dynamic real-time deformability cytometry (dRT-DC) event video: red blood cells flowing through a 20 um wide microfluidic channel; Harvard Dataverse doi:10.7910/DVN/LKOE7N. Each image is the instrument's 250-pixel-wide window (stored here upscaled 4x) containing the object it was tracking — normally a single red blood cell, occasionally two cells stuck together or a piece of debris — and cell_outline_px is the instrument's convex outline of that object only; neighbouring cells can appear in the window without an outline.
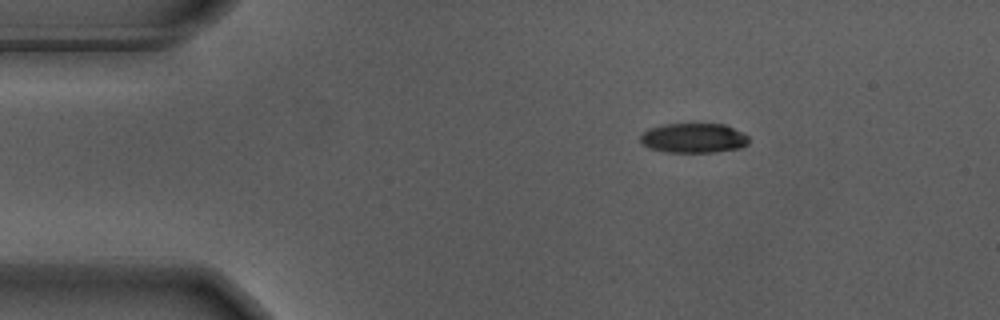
{"species": "Egyptian fruit bat (a non-hibernating species)", "species_latin": "Rousettus aegyptiacus", "temperature_condition": "warm", "stored_images_in_passage": 48, "camera_frame_rate_fps": 3000, "um_per_image_px": 0.085, "animal": {"sex": "male"}, "frame": {"image": 1, "passage_image": 1, "time_ms": 0.0, "image_size_px": [1000, 320], "cell_outline_px": [[748, 144], [740, 148], [712, 152], [668, 152], [648, 148], [640, 140], [640, 136], [648, 128], [664, 124], [724, 124], [748, 136]], "centroid_in_image_um": [58.93, 11.73], "position_along_channel_um": 26.1, "area_um2": 18.61}}
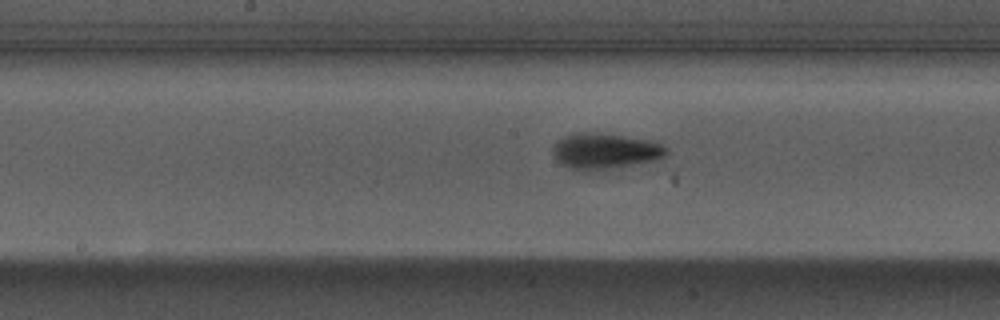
{"frame": {"image": 2, "passage_image": 20, "time_ms": 6.333, "image_size_px": [1000, 320], "cell_outline_px": [[668, 152], [664, 156], [656, 160], [592, 172], [584, 172], [568, 168], [560, 164], [556, 160], [552, 152], [552, 148], [564, 136], [576, 132], [600, 132], [652, 140], [668, 148]], "centroid_in_image_um": [51.4, 12.85], "position_along_channel_um": 196.8, "area_um2": 24.16}}
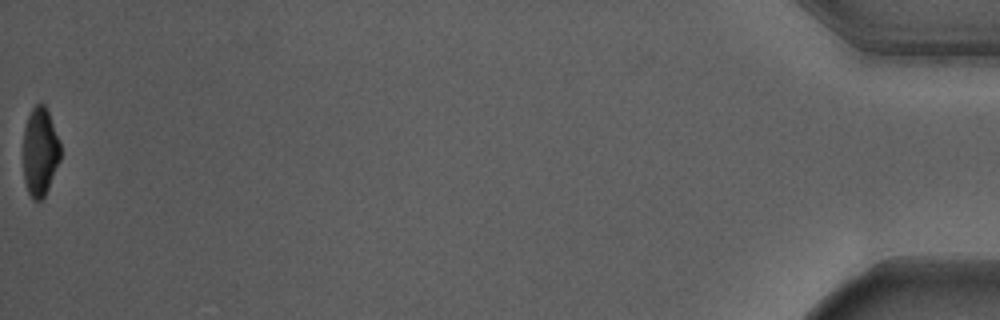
{"frame": {"image": 3, "passage_image": 48, "time_ms": 15.667, "image_size_px": [1000, 320], "cell_outline_px": [[60, 160], [48, 188], [44, 196], [40, 200], [32, 200], [28, 192], [24, 180], [24, 128], [28, 116], [32, 108], [36, 104], [44, 104], [48, 112], [60, 140]], "centroid_in_image_um": [3.41, 12.9], "position_along_channel_um": 431.8, "area_um2": 19.07}, "authors_computed_cell_mechanics": {"area_um2": 21.7906, "velocity_mm_per_s": 3.6795, "shape_relaxation_time_tau1_ms": 2.4782, "shape_relaxation_time_tau2_ms": 3.2729, "deformation_change_tau1": 0.1948, "deformation_change_tau2": 0.0816}}